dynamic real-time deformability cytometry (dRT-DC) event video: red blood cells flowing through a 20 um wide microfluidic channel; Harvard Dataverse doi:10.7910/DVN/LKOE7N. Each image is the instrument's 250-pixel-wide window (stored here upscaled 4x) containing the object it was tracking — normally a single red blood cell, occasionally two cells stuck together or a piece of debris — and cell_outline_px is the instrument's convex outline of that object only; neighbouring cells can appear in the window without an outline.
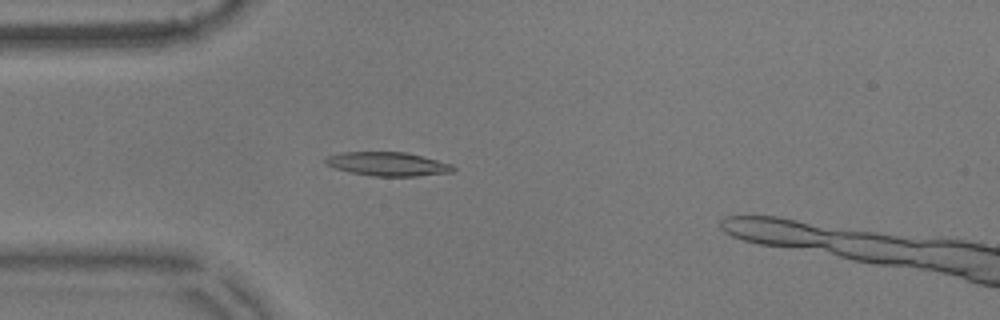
{"species": "common noctule bat (a hibernating species)", "species_latin": "Nyctalus noctula", "temperature_condition": "warm", "stored_images_in_passage": 51, "camera_frame_rate_fps": 3000, "um_per_image_px": 0.085, "animal": {"sex": "male", "body_mass_g": 17.9}, "frame": {"image": 1, "passage_image": 15, "time_ms": 4.667, "image_size_px": [1000, 320], "cell_outline_px": [[456, 168], [452, 172], [416, 176], [372, 176], [352, 172], [336, 168], [324, 164], [324, 160], [328, 156], [340, 152], [404, 152], [452, 164]], "centroid_in_image_um": [32.94, 13.94], "position_along_channel_um": 52.1, "area_um2": 17.51}}
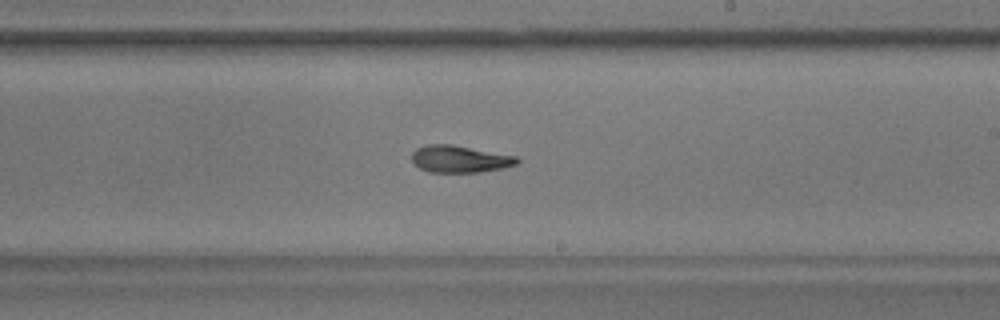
{"frame": {"image": 2, "passage_image": 32, "time_ms": 10.333, "image_size_px": [1000, 320], "cell_outline_px": [[520, 160], [516, 164], [504, 168], [480, 172], [428, 172], [420, 168], [412, 160], [412, 152], [416, 148], [428, 144], [452, 144], [516, 156]], "centroid_in_image_um": [39.08, 13.51], "position_along_channel_um": 249.9, "area_um2": 16.59}}
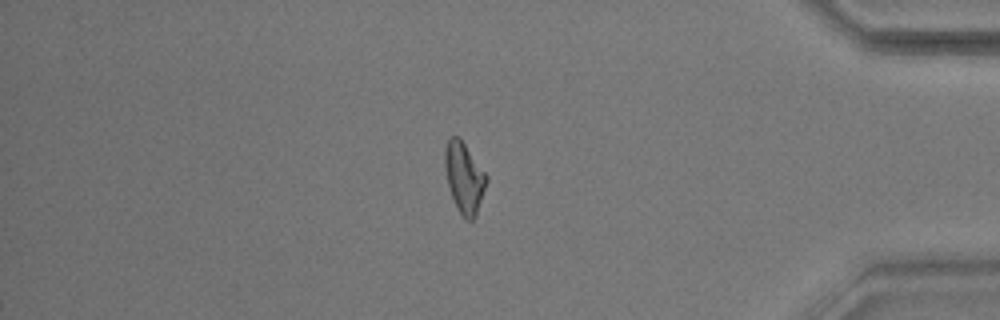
{"frame": {"image": 3, "passage_image": 47, "time_ms": 15.333, "image_size_px": [1000, 320], "cell_outline_px": [[488, 180], [476, 216], [472, 220], [464, 220], [452, 196], [448, 184], [444, 164], [444, 152], [448, 140], [452, 136], [456, 136], [464, 144], [488, 176]], "centroid_in_image_um": [39.47, 15.13], "position_along_channel_um": 395.7, "area_um2": 16.76}, "authors_computed_cell_mechanics": {"area_um2": 16.9354, "velocity_mm_per_s": 3.5996, "shape_relaxation_time_tau1_ms": 9.5977, "shape_relaxation_time_tau2_ms": 4.402, "deformation_change_tau1": 0.2271, "deformation_change_tau2": 0.1256}}